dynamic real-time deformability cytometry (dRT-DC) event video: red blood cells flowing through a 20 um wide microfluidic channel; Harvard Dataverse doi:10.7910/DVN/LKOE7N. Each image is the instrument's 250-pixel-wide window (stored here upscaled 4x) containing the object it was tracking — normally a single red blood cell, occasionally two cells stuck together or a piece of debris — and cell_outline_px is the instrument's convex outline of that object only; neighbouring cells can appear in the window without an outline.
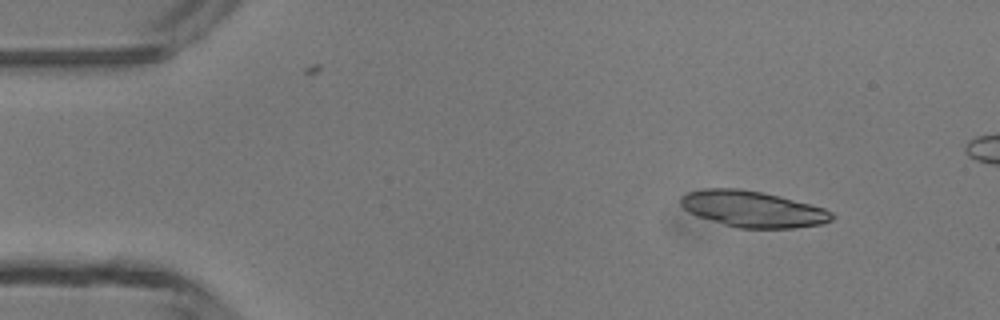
{"species": "common noctule bat (a hibernating species)", "species_latin": "Nyctalus noctula", "temperature_condition": "room temperature", "stored_images_in_passage": 5, "camera_frame_rate_fps": 3000, "um_per_image_px": 0.085, "animal": {"sex": "male", "body_mass_g": 13.3}, "frame": {"image": 1, "passage_image": 2, "time_ms": 1.333, "image_size_px": [1000, 320], "cell_outline_px": [[836, 216], [832, 220], [824, 224], [796, 228], [736, 228], [696, 216], [688, 212], [680, 204], [680, 196], [688, 192], [704, 188], [740, 188], [780, 196], [824, 208], [832, 212]], "centroid_in_image_um": [63.98, 17.77], "position_along_channel_um": 21.0, "area_um2": 32.14}}